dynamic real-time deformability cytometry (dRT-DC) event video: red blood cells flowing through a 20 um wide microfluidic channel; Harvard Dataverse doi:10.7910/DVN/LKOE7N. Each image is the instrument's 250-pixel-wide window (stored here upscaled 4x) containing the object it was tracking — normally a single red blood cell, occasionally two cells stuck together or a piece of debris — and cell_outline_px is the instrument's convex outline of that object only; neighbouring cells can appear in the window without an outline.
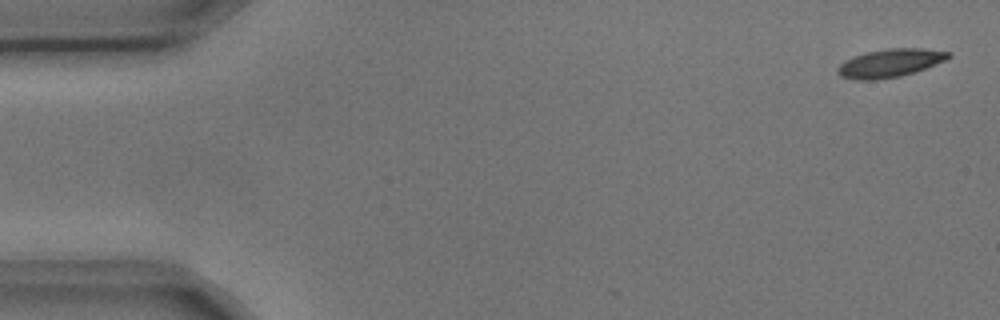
{"species": "common noctule bat (a hibernating species)", "species_latin": "Nyctalus noctula", "temperature_condition": "cold", "stored_images_in_passage": 5, "camera_frame_rate_fps": 3000, "um_per_image_px": 0.085, "animal": {"sex": "male", "body_mass_g": 17.9, "forearm_length_mm": 54.2}, "frame": {"image": 1, "passage_image": 1, "time_ms": 0.0, "image_size_px": [1000, 320], "cell_outline_px": [[952, 56], [944, 60], [924, 68], [900, 76], [876, 80], [856, 80], [840, 76], [836, 72], [836, 68], [844, 60], [868, 52], [888, 48], [924, 48], [952, 52]], "centroid_in_image_um": [75.63, 5.36], "position_along_channel_um": 9.4, "area_um2": 18.09}}
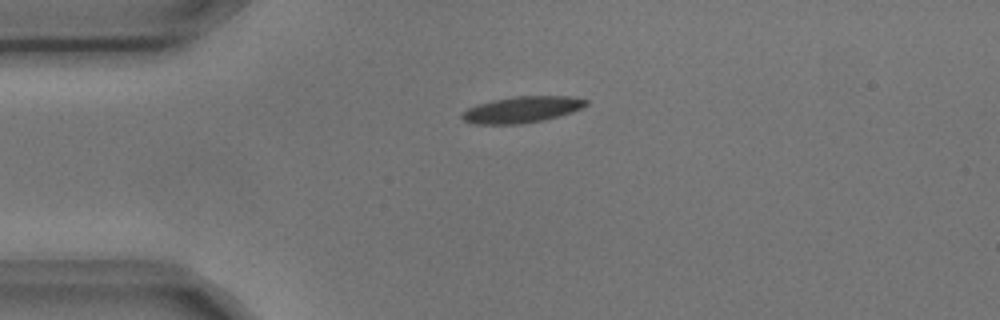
{"frame": {"image": 2, "passage_image": 4, "time_ms": 1.0, "image_size_px": [1000, 320], "cell_outline_px": [[588, 104], [572, 112], [560, 116], [544, 120], [520, 124], [476, 124], [464, 120], [460, 116], [468, 108], [476, 104], [492, 100], [516, 96], [568, 96], [588, 100]], "centroid_in_image_um": [44.36, 9.31], "position_along_channel_um": 40.6, "area_um2": 18.96}}